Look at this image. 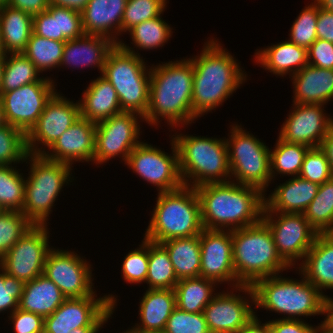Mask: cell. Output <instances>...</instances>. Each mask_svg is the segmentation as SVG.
Listing matches in <instances>:
<instances>
[{"instance_id": "obj_1", "label": "cell", "mask_w": 333, "mask_h": 333, "mask_svg": "<svg viewBox=\"0 0 333 333\" xmlns=\"http://www.w3.org/2000/svg\"><path fill=\"white\" fill-rule=\"evenodd\" d=\"M195 190L200 202L203 229L235 230L253 226L262 220L265 196L254 186L230 180L203 184Z\"/></svg>"}, {"instance_id": "obj_2", "label": "cell", "mask_w": 333, "mask_h": 333, "mask_svg": "<svg viewBox=\"0 0 333 333\" xmlns=\"http://www.w3.org/2000/svg\"><path fill=\"white\" fill-rule=\"evenodd\" d=\"M156 66L150 70L149 104L143 119L156 125L161 117L174 127L192 123L197 119L192 114V61L187 58Z\"/></svg>"}, {"instance_id": "obj_3", "label": "cell", "mask_w": 333, "mask_h": 333, "mask_svg": "<svg viewBox=\"0 0 333 333\" xmlns=\"http://www.w3.org/2000/svg\"><path fill=\"white\" fill-rule=\"evenodd\" d=\"M210 39L199 56L190 59L193 64L192 114L198 118L219 106L245 82L235 58Z\"/></svg>"}, {"instance_id": "obj_4", "label": "cell", "mask_w": 333, "mask_h": 333, "mask_svg": "<svg viewBox=\"0 0 333 333\" xmlns=\"http://www.w3.org/2000/svg\"><path fill=\"white\" fill-rule=\"evenodd\" d=\"M302 277L300 281L282 278L276 274L257 280L252 286L240 285L235 289L248 293L253 305L288 315L286 319L298 320L299 316L325 314L327 296L304 275Z\"/></svg>"}, {"instance_id": "obj_5", "label": "cell", "mask_w": 333, "mask_h": 333, "mask_svg": "<svg viewBox=\"0 0 333 333\" xmlns=\"http://www.w3.org/2000/svg\"><path fill=\"white\" fill-rule=\"evenodd\" d=\"M231 234L238 286H252L257 280L288 269L277 252L270 229L262 220L253 226L231 230Z\"/></svg>"}, {"instance_id": "obj_6", "label": "cell", "mask_w": 333, "mask_h": 333, "mask_svg": "<svg viewBox=\"0 0 333 333\" xmlns=\"http://www.w3.org/2000/svg\"><path fill=\"white\" fill-rule=\"evenodd\" d=\"M149 223L144 239L154 243L200 235L203 226L195 188L183 185L174 191L158 192Z\"/></svg>"}, {"instance_id": "obj_7", "label": "cell", "mask_w": 333, "mask_h": 333, "mask_svg": "<svg viewBox=\"0 0 333 333\" xmlns=\"http://www.w3.org/2000/svg\"><path fill=\"white\" fill-rule=\"evenodd\" d=\"M144 63L133 48L119 41L109 51L102 73L116 90L121 110L135 112L142 120L149 104L151 72Z\"/></svg>"}, {"instance_id": "obj_8", "label": "cell", "mask_w": 333, "mask_h": 333, "mask_svg": "<svg viewBox=\"0 0 333 333\" xmlns=\"http://www.w3.org/2000/svg\"><path fill=\"white\" fill-rule=\"evenodd\" d=\"M173 140L178 150L179 173L184 186L196 188L207 183L229 181L226 178H231V171L225 139L176 134Z\"/></svg>"}, {"instance_id": "obj_9", "label": "cell", "mask_w": 333, "mask_h": 333, "mask_svg": "<svg viewBox=\"0 0 333 333\" xmlns=\"http://www.w3.org/2000/svg\"><path fill=\"white\" fill-rule=\"evenodd\" d=\"M31 160H30V159ZM30 176L25 180L22 213L34 225H46L51 208L63 185L71 182V166L47 159L43 154H30Z\"/></svg>"}, {"instance_id": "obj_10", "label": "cell", "mask_w": 333, "mask_h": 333, "mask_svg": "<svg viewBox=\"0 0 333 333\" xmlns=\"http://www.w3.org/2000/svg\"><path fill=\"white\" fill-rule=\"evenodd\" d=\"M245 131L239 125H233L229 139L225 140L231 177L234 176L239 184L254 186L265 193L272 180L270 150Z\"/></svg>"}, {"instance_id": "obj_11", "label": "cell", "mask_w": 333, "mask_h": 333, "mask_svg": "<svg viewBox=\"0 0 333 333\" xmlns=\"http://www.w3.org/2000/svg\"><path fill=\"white\" fill-rule=\"evenodd\" d=\"M66 298L59 308L44 318V333H69L80 327H102L111 317L116 305L113 295L95 298Z\"/></svg>"}, {"instance_id": "obj_12", "label": "cell", "mask_w": 333, "mask_h": 333, "mask_svg": "<svg viewBox=\"0 0 333 333\" xmlns=\"http://www.w3.org/2000/svg\"><path fill=\"white\" fill-rule=\"evenodd\" d=\"M262 221L270 229L277 252L289 269L305 258L318 234L304 214L263 212Z\"/></svg>"}, {"instance_id": "obj_13", "label": "cell", "mask_w": 333, "mask_h": 333, "mask_svg": "<svg viewBox=\"0 0 333 333\" xmlns=\"http://www.w3.org/2000/svg\"><path fill=\"white\" fill-rule=\"evenodd\" d=\"M47 225H33L0 259V268L25 282L43 274L49 246Z\"/></svg>"}, {"instance_id": "obj_14", "label": "cell", "mask_w": 333, "mask_h": 333, "mask_svg": "<svg viewBox=\"0 0 333 333\" xmlns=\"http://www.w3.org/2000/svg\"><path fill=\"white\" fill-rule=\"evenodd\" d=\"M54 82L42 77L38 82L24 85L0 95L7 124L25 135L35 126L45 104L56 92Z\"/></svg>"}, {"instance_id": "obj_15", "label": "cell", "mask_w": 333, "mask_h": 333, "mask_svg": "<svg viewBox=\"0 0 333 333\" xmlns=\"http://www.w3.org/2000/svg\"><path fill=\"white\" fill-rule=\"evenodd\" d=\"M172 154L140 142L129 154L126 164L145 181L156 185L160 192H170L183 186L179 173L178 150L172 138Z\"/></svg>"}, {"instance_id": "obj_16", "label": "cell", "mask_w": 333, "mask_h": 333, "mask_svg": "<svg viewBox=\"0 0 333 333\" xmlns=\"http://www.w3.org/2000/svg\"><path fill=\"white\" fill-rule=\"evenodd\" d=\"M138 115L122 111L96 124L95 163L102 164L118 155L127 162L131 151L140 143Z\"/></svg>"}, {"instance_id": "obj_17", "label": "cell", "mask_w": 333, "mask_h": 333, "mask_svg": "<svg viewBox=\"0 0 333 333\" xmlns=\"http://www.w3.org/2000/svg\"><path fill=\"white\" fill-rule=\"evenodd\" d=\"M91 265L78 254L51 249L47 254L43 275L53 281L66 298L93 295Z\"/></svg>"}, {"instance_id": "obj_18", "label": "cell", "mask_w": 333, "mask_h": 333, "mask_svg": "<svg viewBox=\"0 0 333 333\" xmlns=\"http://www.w3.org/2000/svg\"><path fill=\"white\" fill-rule=\"evenodd\" d=\"M79 118V101L74 103L55 92L45 104L35 126L26 135L28 153L43 154L45 148H37L38 144L41 143L42 146L49 149Z\"/></svg>"}, {"instance_id": "obj_19", "label": "cell", "mask_w": 333, "mask_h": 333, "mask_svg": "<svg viewBox=\"0 0 333 333\" xmlns=\"http://www.w3.org/2000/svg\"><path fill=\"white\" fill-rule=\"evenodd\" d=\"M201 249L200 277L214 282H233L238 287L233 265L231 230L203 229L199 235ZM235 285V286H234Z\"/></svg>"}, {"instance_id": "obj_20", "label": "cell", "mask_w": 333, "mask_h": 333, "mask_svg": "<svg viewBox=\"0 0 333 333\" xmlns=\"http://www.w3.org/2000/svg\"><path fill=\"white\" fill-rule=\"evenodd\" d=\"M293 105L294 110L283 123L278 138L287 143L303 144L310 148L320 147L333 125V119L326 116L322 104Z\"/></svg>"}, {"instance_id": "obj_21", "label": "cell", "mask_w": 333, "mask_h": 333, "mask_svg": "<svg viewBox=\"0 0 333 333\" xmlns=\"http://www.w3.org/2000/svg\"><path fill=\"white\" fill-rule=\"evenodd\" d=\"M233 293H215L204 308L203 315L211 333H241L255 315L249 301Z\"/></svg>"}, {"instance_id": "obj_22", "label": "cell", "mask_w": 333, "mask_h": 333, "mask_svg": "<svg viewBox=\"0 0 333 333\" xmlns=\"http://www.w3.org/2000/svg\"><path fill=\"white\" fill-rule=\"evenodd\" d=\"M96 124L80 117L43 155L52 161L72 166L74 161H93Z\"/></svg>"}, {"instance_id": "obj_23", "label": "cell", "mask_w": 333, "mask_h": 333, "mask_svg": "<svg viewBox=\"0 0 333 333\" xmlns=\"http://www.w3.org/2000/svg\"><path fill=\"white\" fill-rule=\"evenodd\" d=\"M126 3L127 0H88L81 10L85 34L105 36L118 44L119 39L111 33L120 35L122 32V17Z\"/></svg>"}, {"instance_id": "obj_24", "label": "cell", "mask_w": 333, "mask_h": 333, "mask_svg": "<svg viewBox=\"0 0 333 333\" xmlns=\"http://www.w3.org/2000/svg\"><path fill=\"white\" fill-rule=\"evenodd\" d=\"M318 189L319 184L294 176L264 198L263 212L303 214Z\"/></svg>"}, {"instance_id": "obj_25", "label": "cell", "mask_w": 333, "mask_h": 333, "mask_svg": "<svg viewBox=\"0 0 333 333\" xmlns=\"http://www.w3.org/2000/svg\"><path fill=\"white\" fill-rule=\"evenodd\" d=\"M299 267V273L321 293L333 289V233L317 234Z\"/></svg>"}, {"instance_id": "obj_26", "label": "cell", "mask_w": 333, "mask_h": 333, "mask_svg": "<svg viewBox=\"0 0 333 333\" xmlns=\"http://www.w3.org/2000/svg\"><path fill=\"white\" fill-rule=\"evenodd\" d=\"M115 42L105 36L84 34L81 37L67 40L63 48L61 65L74 67L96 66L101 74L109 51Z\"/></svg>"}, {"instance_id": "obj_27", "label": "cell", "mask_w": 333, "mask_h": 333, "mask_svg": "<svg viewBox=\"0 0 333 333\" xmlns=\"http://www.w3.org/2000/svg\"><path fill=\"white\" fill-rule=\"evenodd\" d=\"M294 86L293 104H322L333 98V69L306 65L291 76Z\"/></svg>"}, {"instance_id": "obj_28", "label": "cell", "mask_w": 333, "mask_h": 333, "mask_svg": "<svg viewBox=\"0 0 333 333\" xmlns=\"http://www.w3.org/2000/svg\"><path fill=\"white\" fill-rule=\"evenodd\" d=\"M79 105L80 117L95 124L122 112L116 90L103 76L91 81Z\"/></svg>"}, {"instance_id": "obj_29", "label": "cell", "mask_w": 333, "mask_h": 333, "mask_svg": "<svg viewBox=\"0 0 333 333\" xmlns=\"http://www.w3.org/2000/svg\"><path fill=\"white\" fill-rule=\"evenodd\" d=\"M176 308V296L172 289H148L140 302V325L136 331L163 332L168 318Z\"/></svg>"}, {"instance_id": "obj_30", "label": "cell", "mask_w": 333, "mask_h": 333, "mask_svg": "<svg viewBox=\"0 0 333 333\" xmlns=\"http://www.w3.org/2000/svg\"><path fill=\"white\" fill-rule=\"evenodd\" d=\"M65 299L59 287L42 274L24 283L18 308L45 318L54 313Z\"/></svg>"}, {"instance_id": "obj_31", "label": "cell", "mask_w": 333, "mask_h": 333, "mask_svg": "<svg viewBox=\"0 0 333 333\" xmlns=\"http://www.w3.org/2000/svg\"><path fill=\"white\" fill-rule=\"evenodd\" d=\"M267 47L256 52V62L275 75H293L308 65L307 49L289 40Z\"/></svg>"}, {"instance_id": "obj_32", "label": "cell", "mask_w": 333, "mask_h": 333, "mask_svg": "<svg viewBox=\"0 0 333 333\" xmlns=\"http://www.w3.org/2000/svg\"><path fill=\"white\" fill-rule=\"evenodd\" d=\"M3 54L22 53L33 32V16L8 4L0 7Z\"/></svg>"}, {"instance_id": "obj_33", "label": "cell", "mask_w": 333, "mask_h": 333, "mask_svg": "<svg viewBox=\"0 0 333 333\" xmlns=\"http://www.w3.org/2000/svg\"><path fill=\"white\" fill-rule=\"evenodd\" d=\"M168 252L178 280L200 276L199 235L166 240L160 243Z\"/></svg>"}, {"instance_id": "obj_34", "label": "cell", "mask_w": 333, "mask_h": 333, "mask_svg": "<svg viewBox=\"0 0 333 333\" xmlns=\"http://www.w3.org/2000/svg\"><path fill=\"white\" fill-rule=\"evenodd\" d=\"M216 282L204 277L186 278L174 287L176 307L182 311L201 313L213 299Z\"/></svg>"}, {"instance_id": "obj_35", "label": "cell", "mask_w": 333, "mask_h": 333, "mask_svg": "<svg viewBox=\"0 0 333 333\" xmlns=\"http://www.w3.org/2000/svg\"><path fill=\"white\" fill-rule=\"evenodd\" d=\"M303 214L318 234L333 233V177L319 185Z\"/></svg>"}, {"instance_id": "obj_36", "label": "cell", "mask_w": 333, "mask_h": 333, "mask_svg": "<svg viewBox=\"0 0 333 333\" xmlns=\"http://www.w3.org/2000/svg\"><path fill=\"white\" fill-rule=\"evenodd\" d=\"M167 250L159 243L149 241L148 289H172L178 283Z\"/></svg>"}, {"instance_id": "obj_37", "label": "cell", "mask_w": 333, "mask_h": 333, "mask_svg": "<svg viewBox=\"0 0 333 333\" xmlns=\"http://www.w3.org/2000/svg\"><path fill=\"white\" fill-rule=\"evenodd\" d=\"M4 54V70L0 95L2 93L18 89L24 85L38 82L39 71L35 65L22 53Z\"/></svg>"}, {"instance_id": "obj_38", "label": "cell", "mask_w": 333, "mask_h": 333, "mask_svg": "<svg viewBox=\"0 0 333 333\" xmlns=\"http://www.w3.org/2000/svg\"><path fill=\"white\" fill-rule=\"evenodd\" d=\"M310 147L303 144L287 143L277 139L275 149H270L271 179L276 174L299 176L305 155Z\"/></svg>"}, {"instance_id": "obj_39", "label": "cell", "mask_w": 333, "mask_h": 333, "mask_svg": "<svg viewBox=\"0 0 333 333\" xmlns=\"http://www.w3.org/2000/svg\"><path fill=\"white\" fill-rule=\"evenodd\" d=\"M64 41H55L40 37L32 32L26 49L22 52L39 72L60 66Z\"/></svg>"}, {"instance_id": "obj_40", "label": "cell", "mask_w": 333, "mask_h": 333, "mask_svg": "<svg viewBox=\"0 0 333 333\" xmlns=\"http://www.w3.org/2000/svg\"><path fill=\"white\" fill-rule=\"evenodd\" d=\"M25 195V180L12 165H0V208L22 211Z\"/></svg>"}, {"instance_id": "obj_41", "label": "cell", "mask_w": 333, "mask_h": 333, "mask_svg": "<svg viewBox=\"0 0 333 333\" xmlns=\"http://www.w3.org/2000/svg\"><path fill=\"white\" fill-rule=\"evenodd\" d=\"M172 28L161 19V15L141 22L129 29L134 46L143 49H155L163 46L171 38Z\"/></svg>"}, {"instance_id": "obj_42", "label": "cell", "mask_w": 333, "mask_h": 333, "mask_svg": "<svg viewBox=\"0 0 333 333\" xmlns=\"http://www.w3.org/2000/svg\"><path fill=\"white\" fill-rule=\"evenodd\" d=\"M33 225L21 211H0V259Z\"/></svg>"}, {"instance_id": "obj_43", "label": "cell", "mask_w": 333, "mask_h": 333, "mask_svg": "<svg viewBox=\"0 0 333 333\" xmlns=\"http://www.w3.org/2000/svg\"><path fill=\"white\" fill-rule=\"evenodd\" d=\"M27 155L26 135L9 124L0 127V165L25 162Z\"/></svg>"}, {"instance_id": "obj_44", "label": "cell", "mask_w": 333, "mask_h": 333, "mask_svg": "<svg viewBox=\"0 0 333 333\" xmlns=\"http://www.w3.org/2000/svg\"><path fill=\"white\" fill-rule=\"evenodd\" d=\"M305 7L293 23L288 40L308 49L317 39L316 25L319 5L314 1Z\"/></svg>"}, {"instance_id": "obj_45", "label": "cell", "mask_w": 333, "mask_h": 333, "mask_svg": "<svg viewBox=\"0 0 333 333\" xmlns=\"http://www.w3.org/2000/svg\"><path fill=\"white\" fill-rule=\"evenodd\" d=\"M166 3V0H127L122 17V31L127 32L141 22L160 16Z\"/></svg>"}, {"instance_id": "obj_46", "label": "cell", "mask_w": 333, "mask_h": 333, "mask_svg": "<svg viewBox=\"0 0 333 333\" xmlns=\"http://www.w3.org/2000/svg\"><path fill=\"white\" fill-rule=\"evenodd\" d=\"M299 177L319 185L333 177L326 154L320 147L307 151Z\"/></svg>"}, {"instance_id": "obj_47", "label": "cell", "mask_w": 333, "mask_h": 333, "mask_svg": "<svg viewBox=\"0 0 333 333\" xmlns=\"http://www.w3.org/2000/svg\"><path fill=\"white\" fill-rule=\"evenodd\" d=\"M149 241L144 239L140 248L130 251L122 264L123 278L128 283L146 282L148 273Z\"/></svg>"}, {"instance_id": "obj_48", "label": "cell", "mask_w": 333, "mask_h": 333, "mask_svg": "<svg viewBox=\"0 0 333 333\" xmlns=\"http://www.w3.org/2000/svg\"><path fill=\"white\" fill-rule=\"evenodd\" d=\"M164 333H211L203 312L191 313L178 309L173 310L167 320Z\"/></svg>"}, {"instance_id": "obj_49", "label": "cell", "mask_w": 333, "mask_h": 333, "mask_svg": "<svg viewBox=\"0 0 333 333\" xmlns=\"http://www.w3.org/2000/svg\"><path fill=\"white\" fill-rule=\"evenodd\" d=\"M49 9L57 17L58 35L64 42L85 34L81 11L55 4H49Z\"/></svg>"}, {"instance_id": "obj_50", "label": "cell", "mask_w": 333, "mask_h": 333, "mask_svg": "<svg viewBox=\"0 0 333 333\" xmlns=\"http://www.w3.org/2000/svg\"><path fill=\"white\" fill-rule=\"evenodd\" d=\"M0 271V312L11 310L12 314L18 308V302L23 294L24 282Z\"/></svg>"}, {"instance_id": "obj_51", "label": "cell", "mask_w": 333, "mask_h": 333, "mask_svg": "<svg viewBox=\"0 0 333 333\" xmlns=\"http://www.w3.org/2000/svg\"><path fill=\"white\" fill-rule=\"evenodd\" d=\"M15 333H44V318L17 308L10 314Z\"/></svg>"}, {"instance_id": "obj_52", "label": "cell", "mask_w": 333, "mask_h": 333, "mask_svg": "<svg viewBox=\"0 0 333 333\" xmlns=\"http://www.w3.org/2000/svg\"><path fill=\"white\" fill-rule=\"evenodd\" d=\"M308 65L323 69H333V43L316 39L307 49Z\"/></svg>"}, {"instance_id": "obj_53", "label": "cell", "mask_w": 333, "mask_h": 333, "mask_svg": "<svg viewBox=\"0 0 333 333\" xmlns=\"http://www.w3.org/2000/svg\"><path fill=\"white\" fill-rule=\"evenodd\" d=\"M33 33L47 39L63 41L58 35L57 17L49 8L33 16Z\"/></svg>"}, {"instance_id": "obj_54", "label": "cell", "mask_w": 333, "mask_h": 333, "mask_svg": "<svg viewBox=\"0 0 333 333\" xmlns=\"http://www.w3.org/2000/svg\"><path fill=\"white\" fill-rule=\"evenodd\" d=\"M271 333H312L314 328L302 319H276L269 321Z\"/></svg>"}, {"instance_id": "obj_55", "label": "cell", "mask_w": 333, "mask_h": 333, "mask_svg": "<svg viewBox=\"0 0 333 333\" xmlns=\"http://www.w3.org/2000/svg\"><path fill=\"white\" fill-rule=\"evenodd\" d=\"M316 32L318 39L333 43V12L319 7Z\"/></svg>"}, {"instance_id": "obj_56", "label": "cell", "mask_w": 333, "mask_h": 333, "mask_svg": "<svg viewBox=\"0 0 333 333\" xmlns=\"http://www.w3.org/2000/svg\"><path fill=\"white\" fill-rule=\"evenodd\" d=\"M49 0H8V5L20 9L32 16L49 8Z\"/></svg>"}, {"instance_id": "obj_57", "label": "cell", "mask_w": 333, "mask_h": 333, "mask_svg": "<svg viewBox=\"0 0 333 333\" xmlns=\"http://www.w3.org/2000/svg\"><path fill=\"white\" fill-rule=\"evenodd\" d=\"M241 333H271L269 328V321L262 323L254 315L251 320L242 328Z\"/></svg>"}, {"instance_id": "obj_58", "label": "cell", "mask_w": 333, "mask_h": 333, "mask_svg": "<svg viewBox=\"0 0 333 333\" xmlns=\"http://www.w3.org/2000/svg\"><path fill=\"white\" fill-rule=\"evenodd\" d=\"M320 148L325 152L333 175V125L323 138Z\"/></svg>"}, {"instance_id": "obj_59", "label": "cell", "mask_w": 333, "mask_h": 333, "mask_svg": "<svg viewBox=\"0 0 333 333\" xmlns=\"http://www.w3.org/2000/svg\"><path fill=\"white\" fill-rule=\"evenodd\" d=\"M50 4H55L58 6H64L72 8L78 11H81L85 6L88 0H49Z\"/></svg>"}, {"instance_id": "obj_60", "label": "cell", "mask_w": 333, "mask_h": 333, "mask_svg": "<svg viewBox=\"0 0 333 333\" xmlns=\"http://www.w3.org/2000/svg\"><path fill=\"white\" fill-rule=\"evenodd\" d=\"M325 321L333 327V299L326 297V310H325Z\"/></svg>"}, {"instance_id": "obj_61", "label": "cell", "mask_w": 333, "mask_h": 333, "mask_svg": "<svg viewBox=\"0 0 333 333\" xmlns=\"http://www.w3.org/2000/svg\"><path fill=\"white\" fill-rule=\"evenodd\" d=\"M322 324H320L318 327L316 326L312 333H333V327L327 323L324 319V321H321Z\"/></svg>"}, {"instance_id": "obj_62", "label": "cell", "mask_w": 333, "mask_h": 333, "mask_svg": "<svg viewBox=\"0 0 333 333\" xmlns=\"http://www.w3.org/2000/svg\"><path fill=\"white\" fill-rule=\"evenodd\" d=\"M101 327H80L71 330L69 333H97Z\"/></svg>"}, {"instance_id": "obj_63", "label": "cell", "mask_w": 333, "mask_h": 333, "mask_svg": "<svg viewBox=\"0 0 333 333\" xmlns=\"http://www.w3.org/2000/svg\"><path fill=\"white\" fill-rule=\"evenodd\" d=\"M320 8L333 12V0H314Z\"/></svg>"}, {"instance_id": "obj_64", "label": "cell", "mask_w": 333, "mask_h": 333, "mask_svg": "<svg viewBox=\"0 0 333 333\" xmlns=\"http://www.w3.org/2000/svg\"><path fill=\"white\" fill-rule=\"evenodd\" d=\"M5 117H4V111H3V105L2 101L0 99V127L6 125Z\"/></svg>"}, {"instance_id": "obj_65", "label": "cell", "mask_w": 333, "mask_h": 333, "mask_svg": "<svg viewBox=\"0 0 333 333\" xmlns=\"http://www.w3.org/2000/svg\"><path fill=\"white\" fill-rule=\"evenodd\" d=\"M3 70H4V54H0V88L2 84Z\"/></svg>"}, {"instance_id": "obj_66", "label": "cell", "mask_w": 333, "mask_h": 333, "mask_svg": "<svg viewBox=\"0 0 333 333\" xmlns=\"http://www.w3.org/2000/svg\"><path fill=\"white\" fill-rule=\"evenodd\" d=\"M8 4V0H0V7H3Z\"/></svg>"}, {"instance_id": "obj_67", "label": "cell", "mask_w": 333, "mask_h": 333, "mask_svg": "<svg viewBox=\"0 0 333 333\" xmlns=\"http://www.w3.org/2000/svg\"><path fill=\"white\" fill-rule=\"evenodd\" d=\"M0 54H3L2 40H1V31H0Z\"/></svg>"}, {"instance_id": "obj_68", "label": "cell", "mask_w": 333, "mask_h": 333, "mask_svg": "<svg viewBox=\"0 0 333 333\" xmlns=\"http://www.w3.org/2000/svg\"><path fill=\"white\" fill-rule=\"evenodd\" d=\"M136 333H164V332H144V331H136Z\"/></svg>"}, {"instance_id": "obj_69", "label": "cell", "mask_w": 333, "mask_h": 333, "mask_svg": "<svg viewBox=\"0 0 333 333\" xmlns=\"http://www.w3.org/2000/svg\"><path fill=\"white\" fill-rule=\"evenodd\" d=\"M124 333H136V330L130 329V330L125 331Z\"/></svg>"}]
</instances>
